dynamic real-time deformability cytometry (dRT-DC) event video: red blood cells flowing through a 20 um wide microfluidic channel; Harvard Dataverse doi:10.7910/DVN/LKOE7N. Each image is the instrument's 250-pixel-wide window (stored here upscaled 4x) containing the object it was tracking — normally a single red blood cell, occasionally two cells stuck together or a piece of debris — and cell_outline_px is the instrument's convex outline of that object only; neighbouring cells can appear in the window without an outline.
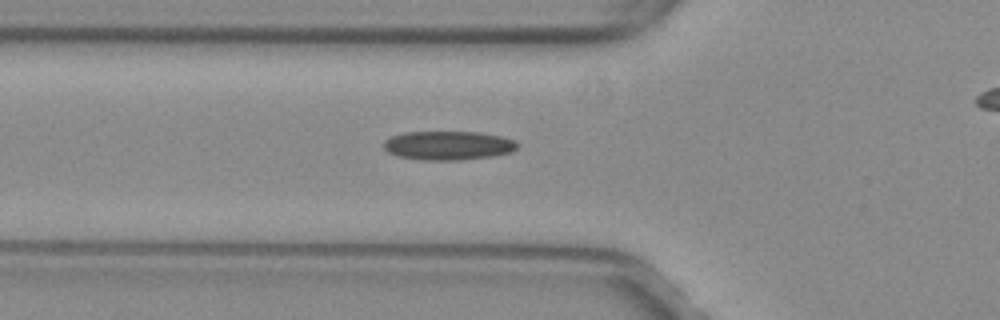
{"species": "common noctule bat (a hibernating species)", "species_latin": "Nyctalus noctula", "temperature_condition": "warm", "stored_images_in_passage": 24, "camera_frame_rate_fps": 3000, "um_per_image_px": 0.085, "animal": {"sex": "female", "body_mass_g": 29.2, "forearm_length_mm": 56.3}, "frame": {"image": 1, "passage_image": 13, "time_ms": 4.0, "image_size_px": [1000, 320], "cell_outline_px": [[516, 148], [508, 152], [492, 156], [460, 160], [424, 160], [400, 156], [388, 152], [384, 148], [384, 140], [392, 136], [404, 132], [480, 132], [500, 136], [516, 140]], "centroid_in_image_um": [38.08, 12.36], "position_along_channel_um": 87.7, "area_um2": 22.31}}
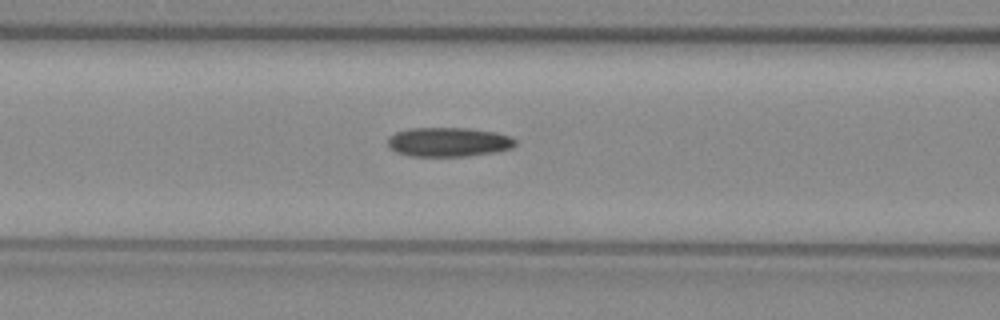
{"frame": {"image": 2, "passage_image": 16, "time_ms": 5.0, "image_size_px": [1000, 320], "cell_outline_px": [[516, 144], [512, 148], [496, 152], [468, 156], [408, 156], [396, 152], [388, 144], [388, 136], [396, 132], [408, 128], [468, 128], [496, 132], [512, 136], [516, 140]], "centroid_in_image_um": [38.15, 12.07], "position_along_channel_um": 128.5, "area_um2": 21.96}}